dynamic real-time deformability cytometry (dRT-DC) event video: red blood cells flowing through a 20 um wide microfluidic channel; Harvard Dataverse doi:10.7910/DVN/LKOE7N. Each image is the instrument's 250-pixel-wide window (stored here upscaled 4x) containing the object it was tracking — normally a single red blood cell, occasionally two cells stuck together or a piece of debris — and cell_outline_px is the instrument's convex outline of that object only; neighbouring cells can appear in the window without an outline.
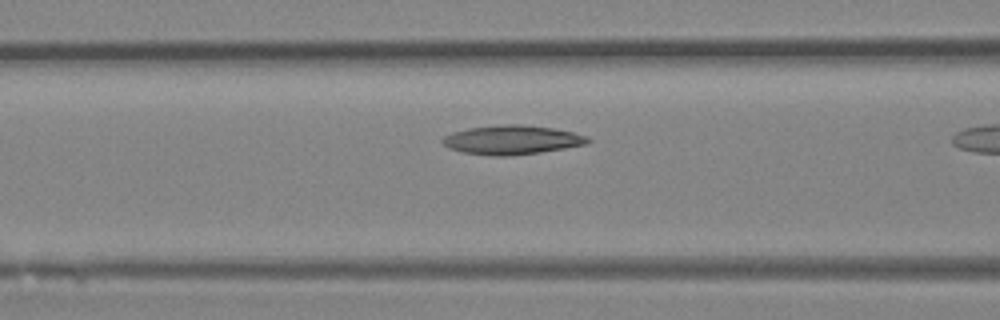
{"species": "Egyptian fruit bat (a non-hibernating species)", "species_latin": "Rousettus aegyptiacus", "temperature_condition": "room temperature", "stored_images_in_passage": 16, "camera_frame_rate_fps": 3000, "um_per_image_px": 0.085, "animal": {"sex": "female"}, "frame": {"image": 1, "passage_image": 14, "time_ms": 4.333, "image_size_px": [1000, 320], "cell_outline_px": [[592, 140], [588, 144], [540, 152], [508, 156], [492, 156], [464, 152], [448, 148], [440, 140], [444, 136], [452, 132], [468, 128], [508, 124], [520, 124], [552, 128], [572, 132], [588, 136]], "centroid_in_image_um": [43.52, 11.89], "position_along_channel_um": 123.1, "area_um2": 24.57}}